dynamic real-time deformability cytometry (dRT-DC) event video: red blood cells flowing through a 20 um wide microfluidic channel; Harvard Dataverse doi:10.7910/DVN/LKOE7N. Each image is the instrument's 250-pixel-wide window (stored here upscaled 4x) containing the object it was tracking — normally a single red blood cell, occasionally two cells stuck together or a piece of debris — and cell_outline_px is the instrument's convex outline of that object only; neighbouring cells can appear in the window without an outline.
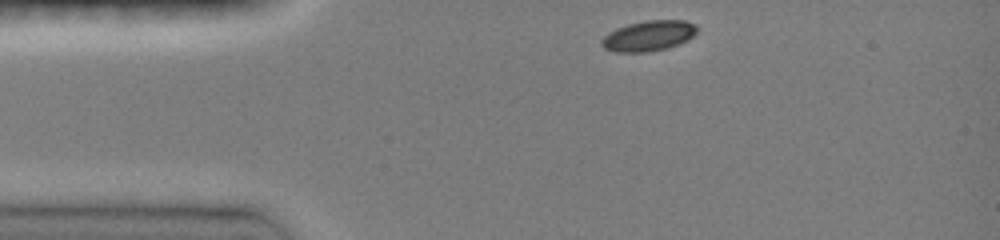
{"species": "common noctule bat (a hibernating species)", "species_latin": "Nyctalus noctula", "temperature_condition": "room temperature", "stored_images_in_passage": 8, "camera_frame_rate_fps": 3000, "um_per_image_px": 0.085, "animal": {"sex": "female", "body_mass_g": 19.0, "forearm_length_mm": 51.5}, "frame": {"image": 1, "passage_image": 1, "time_ms": 0.0, "image_size_px": [1000, 240], "cell_outline_px": [[696, 32], [688, 40], [680, 44], [668, 48], [648, 52], [616, 52], [604, 48], [600, 44], [600, 40], [608, 32], [616, 28], [628, 24], [644, 20], [684, 20], [696, 24]], "centroid_in_image_um": [55.11, 3.04], "position_along_channel_um": 29.9, "area_um2": 17.11}}